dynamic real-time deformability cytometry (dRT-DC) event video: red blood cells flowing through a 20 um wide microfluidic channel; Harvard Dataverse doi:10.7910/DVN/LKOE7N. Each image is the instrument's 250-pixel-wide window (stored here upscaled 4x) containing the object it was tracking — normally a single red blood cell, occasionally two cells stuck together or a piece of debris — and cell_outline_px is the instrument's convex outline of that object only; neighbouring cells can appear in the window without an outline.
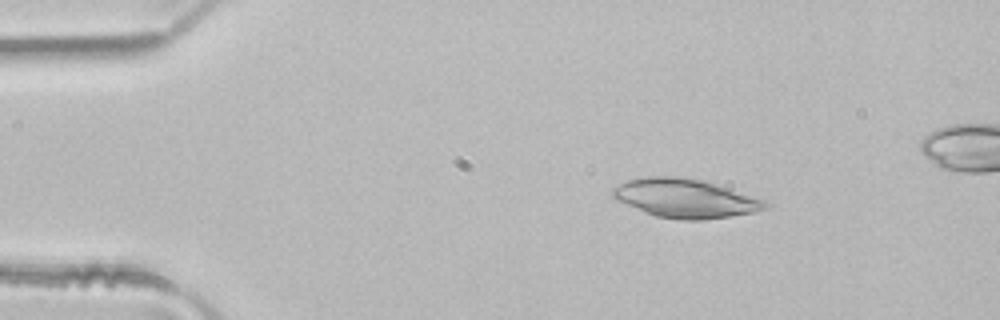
{"species": "common noctule bat (a hibernating species)", "species_latin": "Nyctalus noctula", "temperature_condition": "room temperature", "stored_images_in_passage": 46, "camera_frame_rate_fps": 3000, "um_per_image_px": 0.085, "animal": {"sex": "male", "body_mass_g": 21.5, "forearm_length_mm": 52.0}, "frame": {"image": 1, "passage_image": 7, "time_ms": 2.0, "image_size_px": [1000, 320], "cell_outline_px": [[772, 204], [768, 208], [752, 212], [728, 216], [700, 220], [680, 220], [656, 216], [644, 212], [616, 200], [612, 196], [612, 188], [628, 180], [648, 176], [676, 176], [704, 180], [764, 200]], "centroid_in_image_um": [58.23, 16.85], "position_along_channel_um": 26.8, "area_um2": 34.33}}
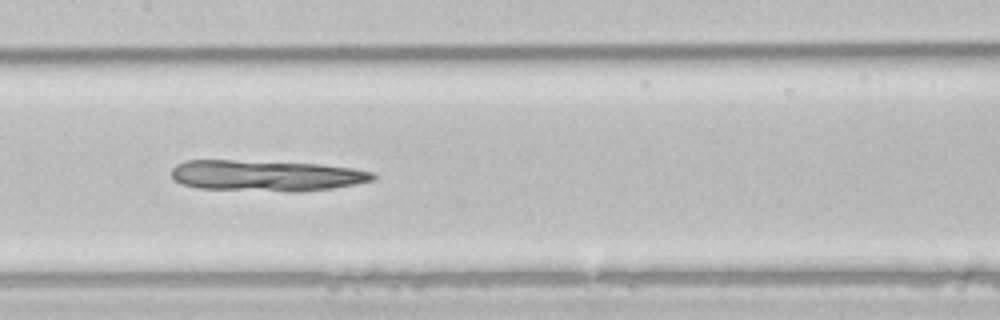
{"frame": {"image": 2, "passage_image": 23, "time_ms": 7.333, "image_size_px": [1000, 320], "cell_outline_px": [[376, 176], [372, 180], [332, 188], [304, 192], [288, 192], [200, 188], [184, 184], [176, 180], [172, 176], [172, 168], [176, 164], [188, 160], [232, 160], [320, 164], [352, 168], [372, 172]], "centroid_in_image_um": [22.62, 14.93], "position_along_channel_um": 184.8, "area_um2": 36.24}}
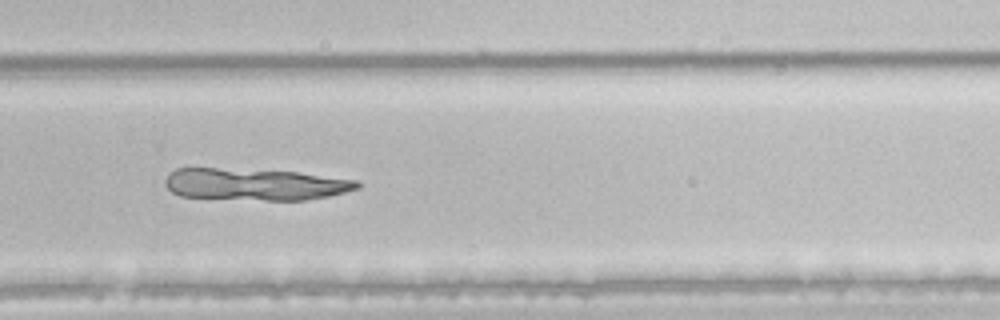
{"frame": {"image": 3, "passage_image": 32, "time_ms": 10.333, "image_size_px": [1000, 320], "cell_outline_px": [[360, 188], [328, 196], [308, 200], [264, 200], [180, 196], [172, 192], [164, 184], [164, 180], [176, 168], [216, 168], [296, 172], [360, 180]], "centroid_in_image_um": [21.71, 15.67], "position_along_channel_um": 308.1, "area_um2": 35.55}}